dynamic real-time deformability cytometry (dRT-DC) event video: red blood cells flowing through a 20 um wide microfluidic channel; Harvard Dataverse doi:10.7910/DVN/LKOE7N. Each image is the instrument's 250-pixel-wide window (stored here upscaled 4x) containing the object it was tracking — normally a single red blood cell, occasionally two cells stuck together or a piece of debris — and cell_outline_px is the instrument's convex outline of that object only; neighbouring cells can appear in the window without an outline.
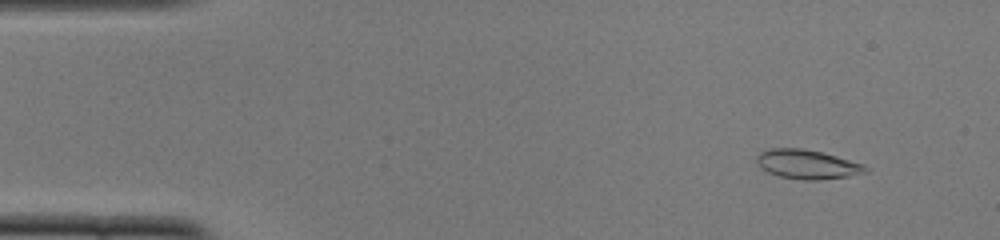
{"species": "common noctule bat (a hibernating species)", "species_latin": "Nyctalus noctula", "temperature_condition": "cold", "stored_images_in_passage": 51, "camera_frame_rate_fps": 3000, "um_per_image_px": 0.085, "animal": {"sex": "female", "body_mass_g": 22.0, "forearm_length_mm": 56.7}, "frame": {"image": 1, "passage_image": 5, "time_ms": 1.333, "image_size_px": [1000, 240], "cell_outline_px": [[868, 172], [848, 176], [820, 180], [804, 180], [780, 176], [768, 172], [760, 168], [756, 160], [756, 156], [760, 152], [768, 148], [804, 148], [836, 156], [864, 164], [868, 168]], "centroid_in_image_um": [68.6, 13.96], "position_along_channel_um": 16.4, "area_um2": 18.55}}
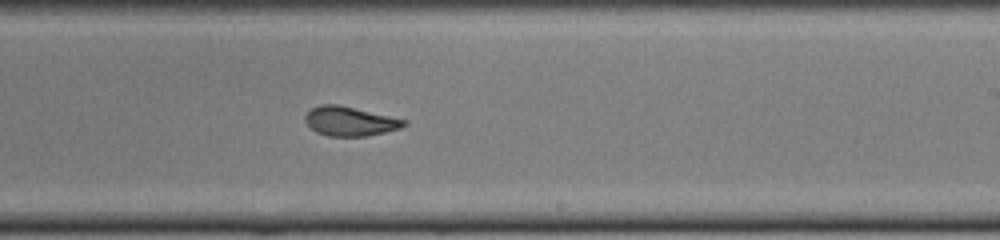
{"frame": {"image": 2, "passage_image": 31, "time_ms": 10.0, "image_size_px": [1000, 240], "cell_outline_px": [[408, 124], [400, 128], [368, 136], [328, 136], [316, 132], [304, 120], [304, 116], [312, 108], [320, 104], [340, 104], [408, 120]], "centroid_in_image_um": [29.76, 10.29], "position_along_channel_um": 259.2, "area_um2": 16.99}}
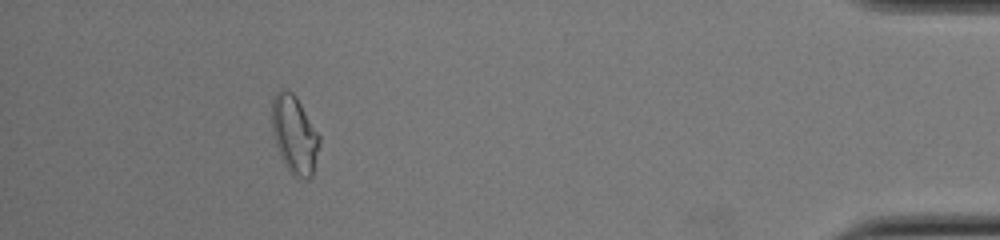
{"frame": {"image": 3, "passage_image": 47, "time_ms": 15.333, "image_size_px": [1000, 240], "cell_outline_px": [[320, 144], [312, 176], [308, 180], [304, 180], [292, 176], [284, 164], [276, 144], [272, 128], [272, 96], [280, 88], [284, 88], [292, 92], [296, 96], [320, 136]], "centroid_in_image_um": [25.03, 11.45], "position_along_channel_um": 410.2, "area_um2": 21.79}, "authors_computed_cell_mechanics": {"area_um2": 17.8024, "velocity_mm_per_s": 3.9034, "shape_relaxation_time_tau1_ms": null, "shape_relaxation_time_tau2_ms": 1.7801, "deformation_change_tau1": null, "deformation_change_tau2": 0.0716}}